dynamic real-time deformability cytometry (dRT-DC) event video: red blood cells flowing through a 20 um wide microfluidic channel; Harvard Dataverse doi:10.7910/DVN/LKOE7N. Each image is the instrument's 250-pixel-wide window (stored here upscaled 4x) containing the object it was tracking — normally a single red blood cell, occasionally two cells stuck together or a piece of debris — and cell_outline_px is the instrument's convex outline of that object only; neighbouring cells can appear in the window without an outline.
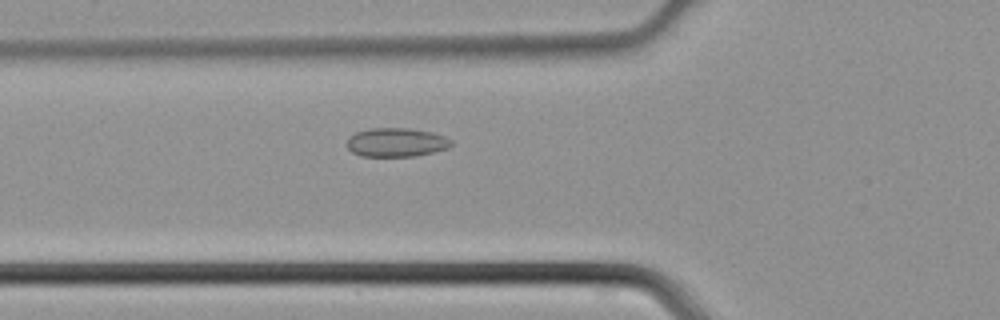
{"species": "common noctule bat (a hibernating species)", "species_latin": "Nyctalus noctula", "temperature_condition": "cold", "stored_images_in_passage": 27, "camera_frame_rate_fps": 3000, "um_per_image_px": 0.085, "animal": {"sex": "male", "body_mass_g": 21.5, "forearm_length_mm": 52.0}, "frame": {"image": 1, "passage_image": 2, "time_ms": 0.333, "image_size_px": [1000, 320], "cell_outline_px": [[452, 144], [448, 148], [416, 156], [360, 156], [352, 152], [348, 148], [348, 136], [356, 132], [368, 128], [408, 128], [432, 132], [444, 136], [452, 140]], "centroid_in_image_um": [33.67, 12.09], "position_along_channel_um": 92.1, "area_um2": 17.57}}
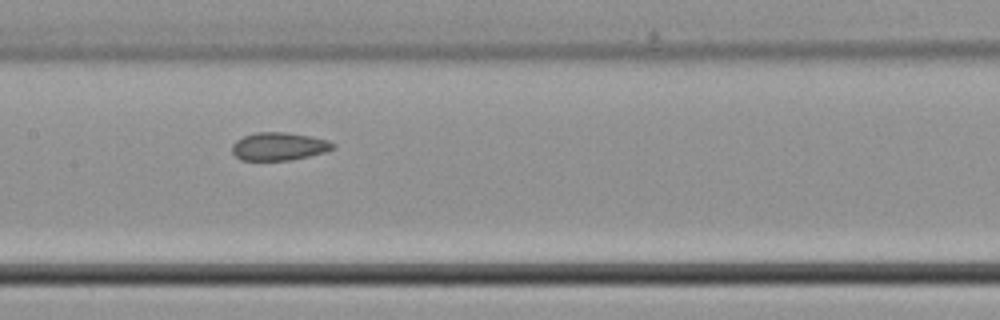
{"frame": {"image": 2, "passage_image": 8, "time_ms": 2.333, "image_size_px": [1000, 320], "cell_outline_px": [[336, 148], [324, 152], [308, 156], [288, 160], [240, 160], [232, 152], [232, 144], [236, 140], [244, 136], [256, 132], [284, 132], [312, 136], [328, 140], [336, 144]], "centroid_in_image_um": [23.72, 12.43], "position_along_channel_um": 183.7, "area_um2": 16.47}}
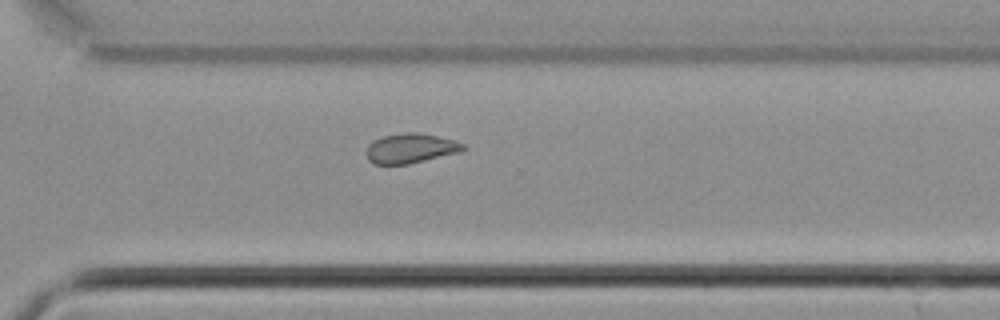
{"frame": {"image": 3, "passage_image": 18, "time_ms": 5.667, "image_size_px": [1000, 320], "cell_outline_px": [[464, 148], [460, 152], [408, 164], [372, 164], [368, 160], [368, 144], [372, 140], [384, 136], [404, 132], [416, 132], [436, 136], [452, 140], [464, 144]], "centroid_in_image_um": [34.87, 12.61], "position_along_channel_um": 335.7, "area_um2": 16.53}}